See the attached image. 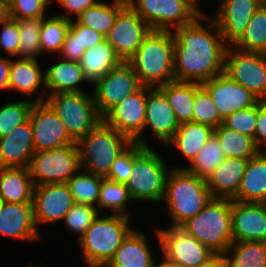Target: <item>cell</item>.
<instances>
[{"instance_id": "cell-1", "label": "cell", "mask_w": 266, "mask_h": 267, "mask_svg": "<svg viewBox=\"0 0 266 267\" xmlns=\"http://www.w3.org/2000/svg\"><path fill=\"white\" fill-rule=\"evenodd\" d=\"M207 14L192 23L175 28L174 80L202 83L224 72L227 44L216 22ZM210 19L208 24L200 23ZM212 30V31H211Z\"/></svg>"}, {"instance_id": "cell-2", "label": "cell", "mask_w": 266, "mask_h": 267, "mask_svg": "<svg viewBox=\"0 0 266 267\" xmlns=\"http://www.w3.org/2000/svg\"><path fill=\"white\" fill-rule=\"evenodd\" d=\"M128 63L142 86L157 88L174 81L172 31L151 30Z\"/></svg>"}, {"instance_id": "cell-3", "label": "cell", "mask_w": 266, "mask_h": 267, "mask_svg": "<svg viewBox=\"0 0 266 267\" xmlns=\"http://www.w3.org/2000/svg\"><path fill=\"white\" fill-rule=\"evenodd\" d=\"M212 198L205 178L195 176L185 168L172 167L162 200L170 215L171 227H180L200 212Z\"/></svg>"}, {"instance_id": "cell-4", "label": "cell", "mask_w": 266, "mask_h": 267, "mask_svg": "<svg viewBox=\"0 0 266 267\" xmlns=\"http://www.w3.org/2000/svg\"><path fill=\"white\" fill-rule=\"evenodd\" d=\"M128 216L98 215L78 242L87 267H105L133 229Z\"/></svg>"}, {"instance_id": "cell-5", "label": "cell", "mask_w": 266, "mask_h": 267, "mask_svg": "<svg viewBox=\"0 0 266 267\" xmlns=\"http://www.w3.org/2000/svg\"><path fill=\"white\" fill-rule=\"evenodd\" d=\"M180 228L214 254H224L233 243L231 199L212 198L200 212L184 222Z\"/></svg>"}, {"instance_id": "cell-6", "label": "cell", "mask_w": 266, "mask_h": 267, "mask_svg": "<svg viewBox=\"0 0 266 267\" xmlns=\"http://www.w3.org/2000/svg\"><path fill=\"white\" fill-rule=\"evenodd\" d=\"M131 141L103 120L78 142L80 169L106 177L112 163Z\"/></svg>"}, {"instance_id": "cell-7", "label": "cell", "mask_w": 266, "mask_h": 267, "mask_svg": "<svg viewBox=\"0 0 266 267\" xmlns=\"http://www.w3.org/2000/svg\"><path fill=\"white\" fill-rule=\"evenodd\" d=\"M171 169L151 146L143 147L133 157L132 171L125 184L132 200L161 203Z\"/></svg>"}, {"instance_id": "cell-8", "label": "cell", "mask_w": 266, "mask_h": 267, "mask_svg": "<svg viewBox=\"0 0 266 267\" xmlns=\"http://www.w3.org/2000/svg\"><path fill=\"white\" fill-rule=\"evenodd\" d=\"M87 92H59L46 97V102L57 113L69 136L78 142L102 118L97 112L93 95Z\"/></svg>"}, {"instance_id": "cell-9", "label": "cell", "mask_w": 266, "mask_h": 267, "mask_svg": "<svg viewBox=\"0 0 266 267\" xmlns=\"http://www.w3.org/2000/svg\"><path fill=\"white\" fill-rule=\"evenodd\" d=\"M34 186L48 183H67L80 171L77 142L64 147L37 151L29 166Z\"/></svg>"}, {"instance_id": "cell-10", "label": "cell", "mask_w": 266, "mask_h": 267, "mask_svg": "<svg viewBox=\"0 0 266 267\" xmlns=\"http://www.w3.org/2000/svg\"><path fill=\"white\" fill-rule=\"evenodd\" d=\"M127 4L152 30L173 31L201 15L186 0H127Z\"/></svg>"}, {"instance_id": "cell-11", "label": "cell", "mask_w": 266, "mask_h": 267, "mask_svg": "<svg viewBox=\"0 0 266 267\" xmlns=\"http://www.w3.org/2000/svg\"><path fill=\"white\" fill-rule=\"evenodd\" d=\"M224 73L248 89L258 100L266 101V54L227 46Z\"/></svg>"}, {"instance_id": "cell-12", "label": "cell", "mask_w": 266, "mask_h": 267, "mask_svg": "<svg viewBox=\"0 0 266 267\" xmlns=\"http://www.w3.org/2000/svg\"><path fill=\"white\" fill-rule=\"evenodd\" d=\"M147 86H141L136 92L125 97L114 106L102 120L131 142L150 147L142 135L146 114Z\"/></svg>"}, {"instance_id": "cell-13", "label": "cell", "mask_w": 266, "mask_h": 267, "mask_svg": "<svg viewBox=\"0 0 266 267\" xmlns=\"http://www.w3.org/2000/svg\"><path fill=\"white\" fill-rule=\"evenodd\" d=\"M93 86V100L98 114L103 118L114 106L142 85L132 66L128 62H122Z\"/></svg>"}, {"instance_id": "cell-14", "label": "cell", "mask_w": 266, "mask_h": 267, "mask_svg": "<svg viewBox=\"0 0 266 267\" xmlns=\"http://www.w3.org/2000/svg\"><path fill=\"white\" fill-rule=\"evenodd\" d=\"M150 26L127 4L118 14L105 39L122 62H128L150 33Z\"/></svg>"}, {"instance_id": "cell-15", "label": "cell", "mask_w": 266, "mask_h": 267, "mask_svg": "<svg viewBox=\"0 0 266 267\" xmlns=\"http://www.w3.org/2000/svg\"><path fill=\"white\" fill-rule=\"evenodd\" d=\"M163 255L183 267H198L214 253L180 227L156 228Z\"/></svg>"}, {"instance_id": "cell-16", "label": "cell", "mask_w": 266, "mask_h": 267, "mask_svg": "<svg viewBox=\"0 0 266 267\" xmlns=\"http://www.w3.org/2000/svg\"><path fill=\"white\" fill-rule=\"evenodd\" d=\"M33 128L35 152L64 147L76 142L65 125L46 102H34L29 114Z\"/></svg>"}, {"instance_id": "cell-17", "label": "cell", "mask_w": 266, "mask_h": 267, "mask_svg": "<svg viewBox=\"0 0 266 267\" xmlns=\"http://www.w3.org/2000/svg\"><path fill=\"white\" fill-rule=\"evenodd\" d=\"M33 212L36 227L63 221L75 201L67 183H48L34 186Z\"/></svg>"}, {"instance_id": "cell-18", "label": "cell", "mask_w": 266, "mask_h": 267, "mask_svg": "<svg viewBox=\"0 0 266 267\" xmlns=\"http://www.w3.org/2000/svg\"><path fill=\"white\" fill-rule=\"evenodd\" d=\"M201 86L211 96L222 120L231 113L254 106L259 101L248 89L224 72L202 82Z\"/></svg>"}, {"instance_id": "cell-19", "label": "cell", "mask_w": 266, "mask_h": 267, "mask_svg": "<svg viewBox=\"0 0 266 267\" xmlns=\"http://www.w3.org/2000/svg\"><path fill=\"white\" fill-rule=\"evenodd\" d=\"M233 242H266V203L231 199Z\"/></svg>"}, {"instance_id": "cell-20", "label": "cell", "mask_w": 266, "mask_h": 267, "mask_svg": "<svg viewBox=\"0 0 266 267\" xmlns=\"http://www.w3.org/2000/svg\"><path fill=\"white\" fill-rule=\"evenodd\" d=\"M260 6L257 0H222L212 19L227 45L231 46L242 35Z\"/></svg>"}, {"instance_id": "cell-21", "label": "cell", "mask_w": 266, "mask_h": 267, "mask_svg": "<svg viewBox=\"0 0 266 267\" xmlns=\"http://www.w3.org/2000/svg\"><path fill=\"white\" fill-rule=\"evenodd\" d=\"M179 126L180 124L166 95L158 87H147L144 130H146V127L150 128L158 141L162 145H166L172 139Z\"/></svg>"}, {"instance_id": "cell-22", "label": "cell", "mask_w": 266, "mask_h": 267, "mask_svg": "<svg viewBox=\"0 0 266 267\" xmlns=\"http://www.w3.org/2000/svg\"><path fill=\"white\" fill-rule=\"evenodd\" d=\"M34 153L30 119L0 138V167L29 168Z\"/></svg>"}, {"instance_id": "cell-23", "label": "cell", "mask_w": 266, "mask_h": 267, "mask_svg": "<svg viewBox=\"0 0 266 267\" xmlns=\"http://www.w3.org/2000/svg\"><path fill=\"white\" fill-rule=\"evenodd\" d=\"M38 229L33 203H5L0 212V235L32 242L41 239Z\"/></svg>"}, {"instance_id": "cell-24", "label": "cell", "mask_w": 266, "mask_h": 267, "mask_svg": "<svg viewBox=\"0 0 266 267\" xmlns=\"http://www.w3.org/2000/svg\"><path fill=\"white\" fill-rule=\"evenodd\" d=\"M42 87V92L34 98L33 102L46 101L45 73L40 69L37 59L18 58L11 60L9 70V91H19L27 96H33Z\"/></svg>"}, {"instance_id": "cell-25", "label": "cell", "mask_w": 266, "mask_h": 267, "mask_svg": "<svg viewBox=\"0 0 266 267\" xmlns=\"http://www.w3.org/2000/svg\"><path fill=\"white\" fill-rule=\"evenodd\" d=\"M248 162L243 158H225L205 179L212 197L233 199L239 191Z\"/></svg>"}, {"instance_id": "cell-26", "label": "cell", "mask_w": 266, "mask_h": 267, "mask_svg": "<svg viewBox=\"0 0 266 267\" xmlns=\"http://www.w3.org/2000/svg\"><path fill=\"white\" fill-rule=\"evenodd\" d=\"M153 255L147 237L133 228L105 267H152Z\"/></svg>"}, {"instance_id": "cell-27", "label": "cell", "mask_w": 266, "mask_h": 267, "mask_svg": "<svg viewBox=\"0 0 266 267\" xmlns=\"http://www.w3.org/2000/svg\"><path fill=\"white\" fill-rule=\"evenodd\" d=\"M44 73L47 96L59 92H86L79 85L89 84L84 77L80 63L77 61L60 58V62L49 66ZM49 90L52 91L49 93Z\"/></svg>"}, {"instance_id": "cell-28", "label": "cell", "mask_w": 266, "mask_h": 267, "mask_svg": "<svg viewBox=\"0 0 266 267\" xmlns=\"http://www.w3.org/2000/svg\"><path fill=\"white\" fill-rule=\"evenodd\" d=\"M232 200L266 203V151L249 159L239 191Z\"/></svg>"}, {"instance_id": "cell-29", "label": "cell", "mask_w": 266, "mask_h": 267, "mask_svg": "<svg viewBox=\"0 0 266 267\" xmlns=\"http://www.w3.org/2000/svg\"><path fill=\"white\" fill-rule=\"evenodd\" d=\"M33 192L29 168L0 167V196L6 203H32Z\"/></svg>"}, {"instance_id": "cell-30", "label": "cell", "mask_w": 266, "mask_h": 267, "mask_svg": "<svg viewBox=\"0 0 266 267\" xmlns=\"http://www.w3.org/2000/svg\"><path fill=\"white\" fill-rule=\"evenodd\" d=\"M84 77L92 85L104 77L111 69L122 63L111 44L104 39L87 49L79 61Z\"/></svg>"}, {"instance_id": "cell-31", "label": "cell", "mask_w": 266, "mask_h": 267, "mask_svg": "<svg viewBox=\"0 0 266 267\" xmlns=\"http://www.w3.org/2000/svg\"><path fill=\"white\" fill-rule=\"evenodd\" d=\"M213 135L214 128L209 125L185 122L180 124L166 145L177 148L190 163Z\"/></svg>"}, {"instance_id": "cell-32", "label": "cell", "mask_w": 266, "mask_h": 267, "mask_svg": "<svg viewBox=\"0 0 266 267\" xmlns=\"http://www.w3.org/2000/svg\"><path fill=\"white\" fill-rule=\"evenodd\" d=\"M158 88L166 95L179 124L193 121L195 82L174 80Z\"/></svg>"}, {"instance_id": "cell-33", "label": "cell", "mask_w": 266, "mask_h": 267, "mask_svg": "<svg viewBox=\"0 0 266 267\" xmlns=\"http://www.w3.org/2000/svg\"><path fill=\"white\" fill-rule=\"evenodd\" d=\"M127 5V0H112V3L100 1L85 9L76 21L106 36L113 27L117 14Z\"/></svg>"}, {"instance_id": "cell-34", "label": "cell", "mask_w": 266, "mask_h": 267, "mask_svg": "<svg viewBox=\"0 0 266 267\" xmlns=\"http://www.w3.org/2000/svg\"><path fill=\"white\" fill-rule=\"evenodd\" d=\"M214 135L219 141L225 158L237 157L249 160L261 152L254 138L230 130L222 124L214 128Z\"/></svg>"}, {"instance_id": "cell-35", "label": "cell", "mask_w": 266, "mask_h": 267, "mask_svg": "<svg viewBox=\"0 0 266 267\" xmlns=\"http://www.w3.org/2000/svg\"><path fill=\"white\" fill-rule=\"evenodd\" d=\"M224 256L227 267H266V242H233Z\"/></svg>"}, {"instance_id": "cell-36", "label": "cell", "mask_w": 266, "mask_h": 267, "mask_svg": "<svg viewBox=\"0 0 266 267\" xmlns=\"http://www.w3.org/2000/svg\"><path fill=\"white\" fill-rule=\"evenodd\" d=\"M231 46L247 52L266 54V4H261L242 35Z\"/></svg>"}, {"instance_id": "cell-37", "label": "cell", "mask_w": 266, "mask_h": 267, "mask_svg": "<svg viewBox=\"0 0 266 267\" xmlns=\"http://www.w3.org/2000/svg\"><path fill=\"white\" fill-rule=\"evenodd\" d=\"M133 201L128 188L123 183H117L107 178L102 179L99 193V201L97 210L100 214V209H111L112 214L123 215L130 217L128 212V203Z\"/></svg>"}, {"instance_id": "cell-38", "label": "cell", "mask_w": 266, "mask_h": 267, "mask_svg": "<svg viewBox=\"0 0 266 267\" xmlns=\"http://www.w3.org/2000/svg\"><path fill=\"white\" fill-rule=\"evenodd\" d=\"M104 177L87 171L76 172L67 182L75 203L97 208L100 186Z\"/></svg>"}, {"instance_id": "cell-39", "label": "cell", "mask_w": 266, "mask_h": 267, "mask_svg": "<svg viewBox=\"0 0 266 267\" xmlns=\"http://www.w3.org/2000/svg\"><path fill=\"white\" fill-rule=\"evenodd\" d=\"M70 21L54 15L42 18L40 28L41 51L46 53H57L59 55L66 34L69 30Z\"/></svg>"}, {"instance_id": "cell-40", "label": "cell", "mask_w": 266, "mask_h": 267, "mask_svg": "<svg viewBox=\"0 0 266 267\" xmlns=\"http://www.w3.org/2000/svg\"><path fill=\"white\" fill-rule=\"evenodd\" d=\"M225 156L223 150L219 145V141L215 135H213L199 151L196 157L190 162L189 167L185 168L189 173L195 176L207 178V176L218 167Z\"/></svg>"}, {"instance_id": "cell-41", "label": "cell", "mask_w": 266, "mask_h": 267, "mask_svg": "<svg viewBox=\"0 0 266 267\" xmlns=\"http://www.w3.org/2000/svg\"><path fill=\"white\" fill-rule=\"evenodd\" d=\"M13 19L17 21L20 32L18 58L36 59L38 55L42 54L40 46V28L42 18Z\"/></svg>"}, {"instance_id": "cell-42", "label": "cell", "mask_w": 266, "mask_h": 267, "mask_svg": "<svg viewBox=\"0 0 266 267\" xmlns=\"http://www.w3.org/2000/svg\"><path fill=\"white\" fill-rule=\"evenodd\" d=\"M34 102L30 99L9 101L0 107V138L29 119Z\"/></svg>"}, {"instance_id": "cell-43", "label": "cell", "mask_w": 266, "mask_h": 267, "mask_svg": "<svg viewBox=\"0 0 266 267\" xmlns=\"http://www.w3.org/2000/svg\"><path fill=\"white\" fill-rule=\"evenodd\" d=\"M193 110V122L206 124L213 128H217L223 122L218 115V110L212 101L211 96L201 84L197 82H195V101Z\"/></svg>"}, {"instance_id": "cell-44", "label": "cell", "mask_w": 266, "mask_h": 267, "mask_svg": "<svg viewBox=\"0 0 266 267\" xmlns=\"http://www.w3.org/2000/svg\"><path fill=\"white\" fill-rule=\"evenodd\" d=\"M99 215L96 207L87 204L74 205L68 210L63 221L67 229L81 238L94 219Z\"/></svg>"}, {"instance_id": "cell-45", "label": "cell", "mask_w": 266, "mask_h": 267, "mask_svg": "<svg viewBox=\"0 0 266 267\" xmlns=\"http://www.w3.org/2000/svg\"><path fill=\"white\" fill-rule=\"evenodd\" d=\"M257 113L258 102L254 106L231 113L223 120L222 125L230 130L254 138L255 140Z\"/></svg>"}, {"instance_id": "cell-46", "label": "cell", "mask_w": 266, "mask_h": 267, "mask_svg": "<svg viewBox=\"0 0 266 267\" xmlns=\"http://www.w3.org/2000/svg\"><path fill=\"white\" fill-rule=\"evenodd\" d=\"M143 148L138 142H131L123 151L119 153L115 161L112 163L109 174L105 177L117 183L126 184L128 181L132 167L133 157Z\"/></svg>"}, {"instance_id": "cell-47", "label": "cell", "mask_w": 266, "mask_h": 267, "mask_svg": "<svg viewBox=\"0 0 266 267\" xmlns=\"http://www.w3.org/2000/svg\"><path fill=\"white\" fill-rule=\"evenodd\" d=\"M54 0H8L11 18H44Z\"/></svg>"}, {"instance_id": "cell-48", "label": "cell", "mask_w": 266, "mask_h": 267, "mask_svg": "<svg viewBox=\"0 0 266 267\" xmlns=\"http://www.w3.org/2000/svg\"><path fill=\"white\" fill-rule=\"evenodd\" d=\"M0 25H2V32L0 35V52L3 48L6 53H8V56L18 58L20 32L17 21L10 17Z\"/></svg>"}, {"instance_id": "cell-49", "label": "cell", "mask_w": 266, "mask_h": 267, "mask_svg": "<svg viewBox=\"0 0 266 267\" xmlns=\"http://www.w3.org/2000/svg\"><path fill=\"white\" fill-rule=\"evenodd\" d=\"M69 30L78 37L79 52H85L105 39L101 33L81 25L73 19L70 21Z\"/></svg>"}, {"instance_id": "cell-50", "label": "cell", "mask_w": 266, "mask_h": 267, "mask_svg": "<svg viewBox=\"0 0 266 267\" xmlns=\"http://www.w3.org/2000/svg\"><path fill=\"white\" fill-rule=\"evenodd\" d=\"M58 3L68 11L67 14H58L59 17L66 20H72V13L77 18L85 9L98 4V0H57ZM71 17V18H70Z\"/></svg>"}, {"instance_id": "cell-51", "label": "cell", "mask_w": 266, "mask_h": 267, "mask_svg": "<svg viewBox=\"0 0 266 267\" xmlns=\"http://www.w3.org/2000/svg\"><path fill=\"white\" fill-rule=\"evenodd\" d=\"M83 54L84 52H79L78 37L68 30L58 58L79 62Z\"/></svg>"}, {"instance_id": "cell-52", "label": "cell", "mask_w": 266, "mask_h": 267, "mask_svg": "<svg viewBox=\"0 0 266 267\" xmlns=\"http://www.w3.org/2000/svg\"><path fill=\"white\" fill-rule=\"evenodd\" d=\"M255 143L261 151H266V101H258Z\"/></svg>"}, {"instance_id": "cell-53", "label": "cell", "mask_w": 266, "mask_h": 267, "mask_svg": "<svg viewBox=\"0 0 266 267\" xmlns=\"http://www.w3.org/2000/svg\"><path fill=\"white\" fill-rule=\"evenodd\" d=\"M11 65V58L0 56V89L9 91V70Z\"/></svg>"}, {"instance_id": "cell-54", "label": "cell", "mask_w": 266, "mask_h": 267, "mask_svg": "<svg viewBox=\"0 0 266 267\" xmlns=\"http://www.w3.org/2000/svg\"><path fill=\"white\" fill-rule=\"evenodd\" d=\"M198 267H227L224 254H214Z\"/></svg>"}, {"instance_id": "cell-55", "label": "cell", "mask_w": 266, "mask_h": 267, "mask_svg": "<svg viewBox=\"0 0 266 267\" xmlns=\"http://www.w3.org/2000/svg\"><path fill=\"white\" fill-rule=\"evenodd\" d=\"M10 18L8 0H0V24Z\"/></svg>"}, {"instance_id": "cell-56", "label": "cell", "mask_w": 266, "mask_h": 267, "mask_svg": "<svg viewBox=\"0 0 266 267\" xmlns=\"http://www.w3.org/2000/svg\"><path fill=\"white\" fill-rule=\"evenodd\" d=\"M163 256L162 262L157 265V263L154 261L152 267H183L182 265L169 260L165 255Z\"/></svg>"}, {"instance_id": "cell-57", "label": "cell", "mask_w": 266, "mask_h": 267, "mask_svg": "<svg viewBox=\"0 0 266 267\" xmlns=\"http://www.w3.org/2000/svg\"><path fill=\"white\" fill-rule=\"evenodd\" d=\"M187 2H189L200 14H206L202 11V9H199V5L200 4V0H186Z\"/></svg>"}, {"instance_id": "cell-58", "label": "cell", "mask_w": 266, "mask_h": 267, "mask_svg": "<svg viewBox=\"0 0 266 267\" xmlns=\"http://www.w3.org/2000/svg\"><path fill=\"white\" fill-rule=\"evenodd\" d=\"M5 201H4V199L0 196V212L2 211V209H3V207H4V205H5Z\"/></svg>"}, {"instance_id": "cell-59", "label": "cell", "mask_w": 266, "mask_h": 267, "mask_svg": "<svg viewBox=\"0 0 266 267\" xmlns=\"http://www.w3.org/2000/svg\"><path fill=\"white\" fill-rule=\"evenodd\" d=\"M39 265L41 266V264H38L37 267H38ZM40 266H39V267H40ZM28 267H34L33 263L30 262L29 265H28ZM41 267H42V266H41Z\"/></svg>"}, {"instance_id": "cell-60", "label": "cell", "mask_w": 266, "mask_h": 267, "mask_svg": "<svg viewBox=\"0 0 266 267\" xmlns=\"http://www.w3.org/2000/svg\"><path fill=\"white\" fill-rule=\"evenodd\" d=\"M258 2H260L261 4H266V0H257Z\"/></svg>"}]
</instances>
